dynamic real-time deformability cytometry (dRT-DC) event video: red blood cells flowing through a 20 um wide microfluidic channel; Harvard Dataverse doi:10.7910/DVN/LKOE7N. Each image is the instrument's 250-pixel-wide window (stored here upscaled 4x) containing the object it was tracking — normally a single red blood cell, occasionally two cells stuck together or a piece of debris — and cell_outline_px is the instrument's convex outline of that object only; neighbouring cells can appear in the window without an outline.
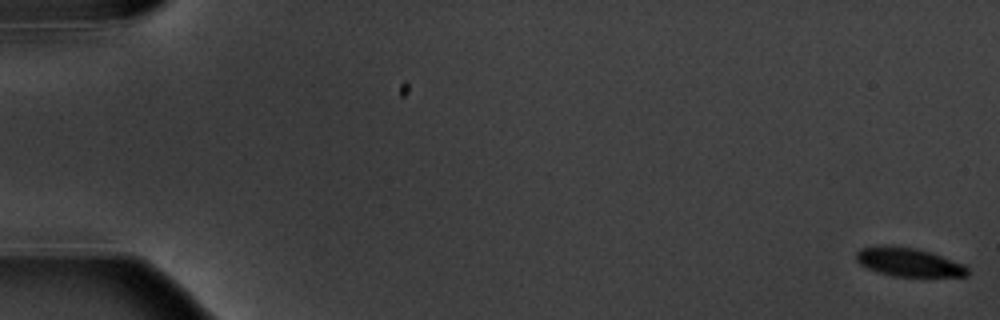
{"species": "common noctule bat (a hibernating species)", "species_latin": "Nyctalus noctula", "temperature_condition": "warm", "stored_images_in_passage": 7, "camera_frame_rate_fps": 3000, "um_per_image_px": 0.085, "animal": {"sex": "male", "body_mass_g": 20.1, "forearm_length_mm": 53.5}, "frame": {"image": 1, "passage_image": 1, "time_ms": 0.0, "image_size_px": [1000, 320], "cell_outline_px": [[968, 276], [892, 276], [876, 272], [860, 264], [856, 260], [856, 252], [860, 248], [916, 248], [964, 264], [968, 268]], "centroid_in_image_um": [77.26, 22.33], "position_along_channel_um": 7.7, "area_um2": 17.74}}